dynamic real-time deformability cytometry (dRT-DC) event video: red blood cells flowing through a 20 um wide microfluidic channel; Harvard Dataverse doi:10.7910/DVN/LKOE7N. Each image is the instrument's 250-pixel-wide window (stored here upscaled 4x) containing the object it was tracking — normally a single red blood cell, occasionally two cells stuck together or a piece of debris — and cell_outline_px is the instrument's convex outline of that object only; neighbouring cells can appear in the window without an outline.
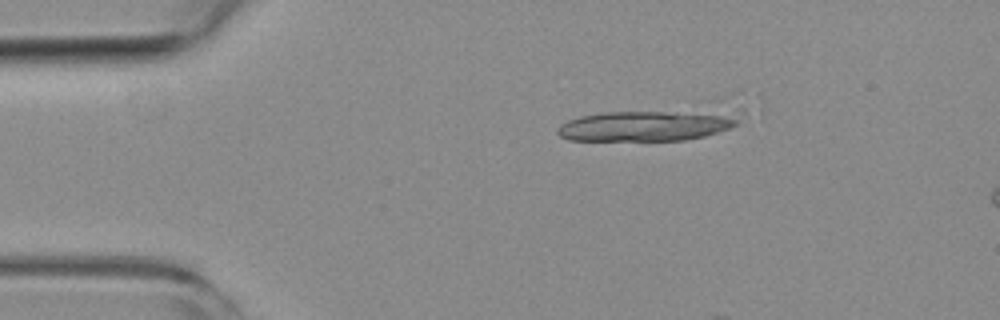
{"species": "common noctule bat (a hibernating species)", "species_latin": "Nyctalus noctula", "temperature_condition": "room temperature", "stored_images_in_passage": 11, "camera_frame_rate_fps": 3000, "um_per_image_px": 0.085, "animal": {"sex": "female", "body_mass_g": 19.3, "forearm_length_mm": 54.1}, "frame": {"image": 1, "passage_image": 9, "time_ms": 2.667, "image_size_px": [1000, 320], "cell_outline_px": [[736, 124], [732, 128], [704, 136], [684, 140], [568, 140], [560, 136], [556, 132], [556, 128], [560, 124], [568, 120], [580, 116], [604, 112], [712, 112], [736, 116]], "centroid_in_image_um": [54.82, 10.7], "position_along_channel_um": 30.2, "area_um2": 31.62}}